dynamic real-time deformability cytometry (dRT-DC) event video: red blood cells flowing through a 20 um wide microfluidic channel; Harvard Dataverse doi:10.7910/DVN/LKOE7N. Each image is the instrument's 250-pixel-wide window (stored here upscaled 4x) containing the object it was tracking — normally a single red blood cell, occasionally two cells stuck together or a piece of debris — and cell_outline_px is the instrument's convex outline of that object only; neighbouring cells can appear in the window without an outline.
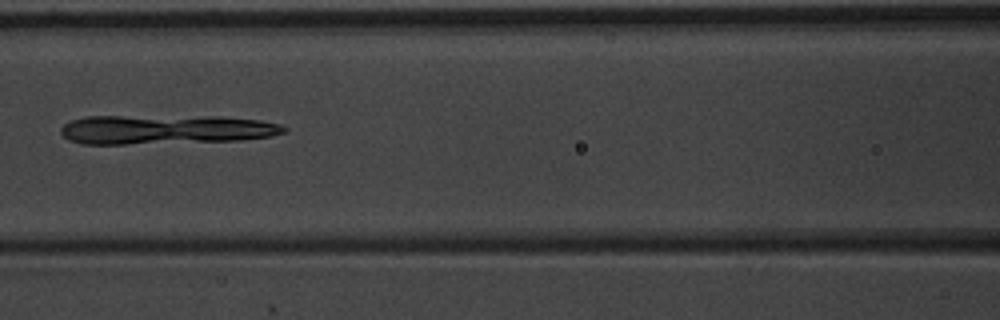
{"species": "common noctule bat (a hibernating species)", "species_latin": "Nyctalus noctula", "temperature_condition": "warm", "stored_images_in_passage": 8, "camera_frame_rate_fps": 3000, "um_per_image_px": 0.085, "animal": {"sex": "male", "body_mass_g": 20.1, "forearm_length_mm": 53.5}, "frame": {"image": 1, "passage_image": 7, "time_ms": 2.0, "image_size_px": [1000, 320], "cell_outline_px": [[288, 128], [284, 132], [272, 136], [244, 140], [124, 144], [80, 144], [68, 140], [60, 132], [60, 128], [64, 124], [72, 120], [84, 116], [220, 116], [260, 120], [280, 124]], "centroid_in_image_um": [14.07, 11.0], "position_along_channel_um": 152.5, "area_um2": 38.44}}